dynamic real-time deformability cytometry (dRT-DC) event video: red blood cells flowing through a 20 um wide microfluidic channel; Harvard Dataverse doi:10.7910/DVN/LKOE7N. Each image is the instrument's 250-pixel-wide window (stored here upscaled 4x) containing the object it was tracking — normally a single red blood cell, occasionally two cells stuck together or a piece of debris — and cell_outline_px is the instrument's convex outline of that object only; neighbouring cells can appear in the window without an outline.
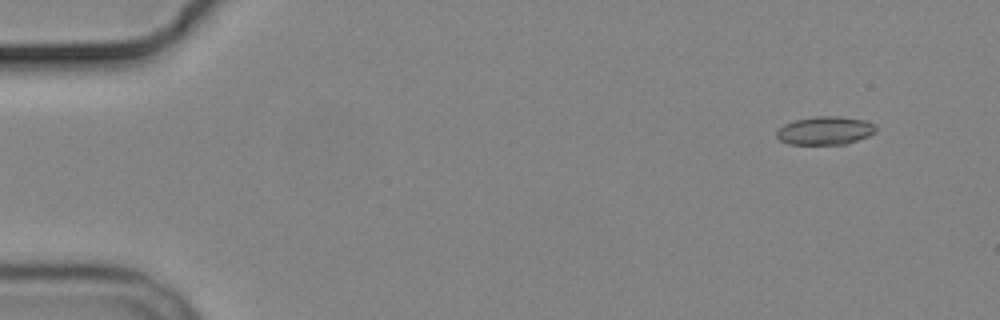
{"species": "common noctule bat (a hibernating species)", "species_latin": "Nyctalus noctula", "temperature_condition": "cold", "stored_images_in_passage": 11, "camera_frame_rate_fps": 3000, "um_per_image_px": 0.085, "animal": {"sex": "male", "body_mass_g": 19.2, "forearm_length_mm": 51.8}, "frame": {"image": 1, "passage_image": 2, "time_ms": 1.333, "image_size_px": [1000, 320], "cell_outline_px": [[876, 132], [868, 136], [844, 144], [788, 144], [780, 140], [776, 136], [776, 132], [784, 124], [796, 120], [816, 116], [836, 116], [864, 120], [876, 124]], "centroid_in_image_um": [70.14, 11.1], "position_along_channel_um": 14.9, "area_um2": 16.24}}
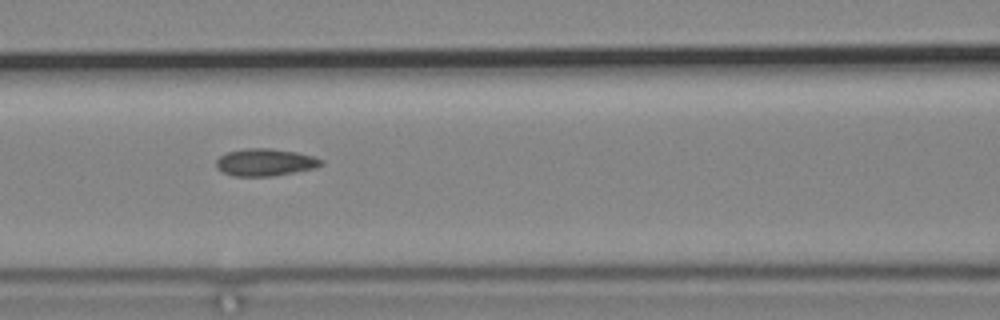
{"frame": {"image": 2, "passage_image": 7, "time_ms": 8.0, "image_size_px": [1000, 320], "cell_outline_px": [[324, 164], [316, 168], [296, 172], [272, 176], [232, 176], [216, 168], [216, 160], [220, 156], [228, 152], [244, 148], [272, 148], [296, 152], [312, 156], [324, 160]], "centroid_in_image_um": [22.56, 13.79], "position_along_channel_um": 144.0, "area_um2": 16.82}}
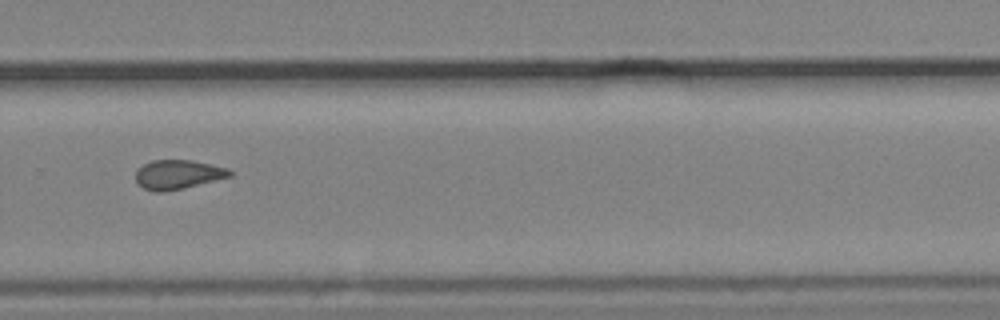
{"frame": {"image": 3, "passage_image": 11, "time_ms": 12.667, "image_size_px": [1000, 320], "cell_outline_px": [[232, 176], [184, 188], [164, 192], [152, 192], [136, 184], [136, 168], [152, 160], [192, 160], [228, 168], [232, 172]], "centroid_in_image_um": [15.09, 14.84], "position_along_channel_um": 314.7, "area_um2": 16.18}}